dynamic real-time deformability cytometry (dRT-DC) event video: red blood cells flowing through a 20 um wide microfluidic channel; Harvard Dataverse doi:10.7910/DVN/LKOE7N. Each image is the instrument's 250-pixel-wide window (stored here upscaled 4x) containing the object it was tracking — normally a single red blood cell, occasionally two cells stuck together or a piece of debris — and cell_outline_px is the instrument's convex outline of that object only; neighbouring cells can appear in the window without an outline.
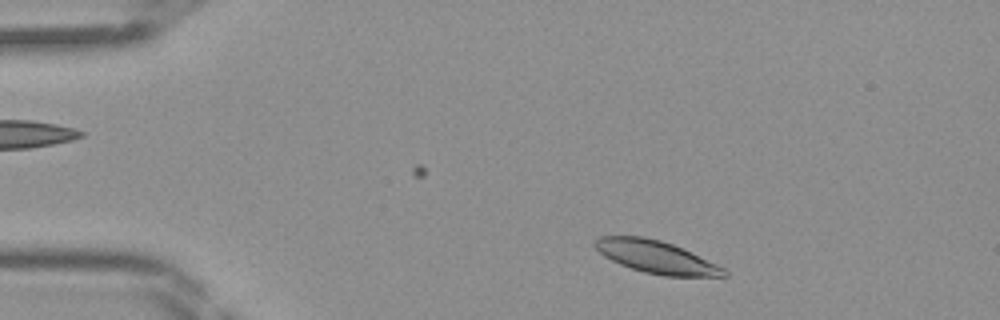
{"species": "Egyptian fruit bat (a non-hibernating species)", "species_latin": "Rousettus aegyptiacus", "temperature_condition": "room temperature", "stored_images_in_passage": 37, "camera_frame_rate_fps": 3000, "um_per_image_px": 0.085, "frame": {"image": 1, "passage_image": 3, "time_ms": 0.667, "image_size_px": [1000, 320], "cell_outline_px": [[728, 276], [664, 276], [644, 272], [620, 264], [604, 256], [592, 244], [600, 236], [644, 236], [660, 240], [672, 244], [716, 264], [724, 268], [728, 272]], "centroid_in_image_um": [55.75, 21.84], "position_along_channel_um": 29.2, "area_um2": 24.1}}
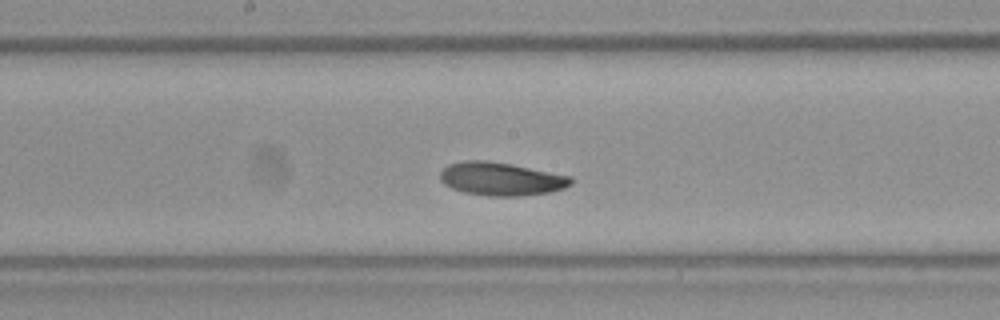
{"frame": {"image": 2, "passage_image": 19, "time_ms": 6.0, "image_size_px": [1000, 320], "cell_outline_px": [[572, 184], [564, 188], [548, 192], [524, 196], [488, 196], [464, 192], [452, 188], [444, 184], [440, 180], [440, 172], [448, 164], [464, 160], [488, 160], [512, 164], [572, 176]], "centroid_in_image_um": [42.59, 15.2], "position_along_channel_um": 205.6, "area_um2": 25.49}}
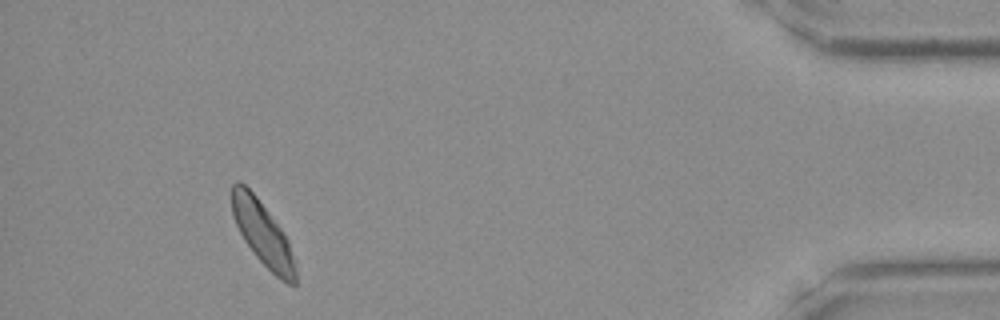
{"frame": {"image": 3, "passage_image": 37, "time_ms": 12.0, "image_size_px": [1000, 320], "cell_outline_px": [[296, 284], [288, 284], [280, 280], [252, 252], [244, 240], [232, 216], [232, 184], [236, 180], [240, 180], [256, 196], [284, 232], [288, 240], [296, 260]], "centroid_in_image_um": [22.35, 19.86], "position_along_channel_um": 412.9, "area_um2": 23.76}}